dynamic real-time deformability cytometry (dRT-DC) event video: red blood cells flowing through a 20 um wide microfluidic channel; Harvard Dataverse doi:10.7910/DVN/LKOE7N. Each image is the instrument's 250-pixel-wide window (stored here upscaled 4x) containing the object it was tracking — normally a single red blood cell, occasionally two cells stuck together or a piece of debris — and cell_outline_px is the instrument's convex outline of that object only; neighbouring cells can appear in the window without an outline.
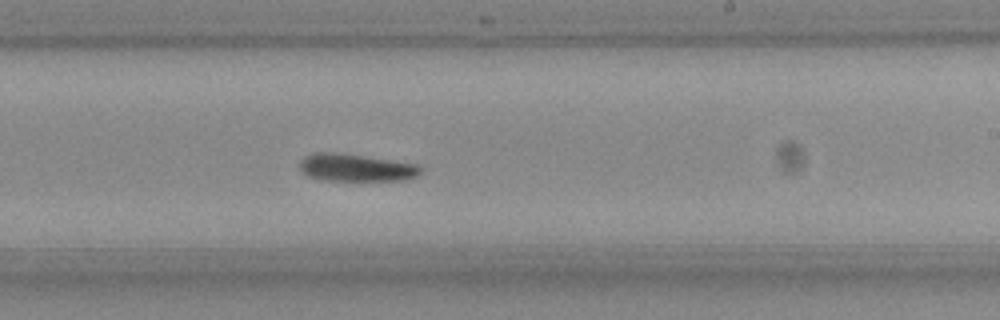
{"species": "Egyptian fruit bat (a non-hibernating species)", "species_latin": "Rousettus aegyptiacus", "temperature_condition": "room temperature", "stored_images_in_passage": 54, "camera_frame_rate_fps": 3000, "um_per_image_px": 0.085, "frame": {"image": 1, "passage_image": 31, "time_ms": 10.0, "image_size_px": [1000, 320], "cell_outline_px": [[424, 172], [416, 176], [404, 180], [320, 180], [308, 176], [300, 168], [300, 160], [304, 156], [316, 152], [324, 152], [360, 156], [420, 164], [424, 168]], "centroid_in_image_um": [30.31, 14.26], "position_along_channel_um": 258.7, "area_um2": 19.19}, "authors_computed_cell_mechanics": {"area_um2": 19.3341, "velocity_mm_per_s": 3.7385, "shape_relaxation_time_tau1_ms": 6.072, "shape_relaxation_time_tau2_ms": null, "deformation_change_tau1": 0.1342, "deformation_change_tau2": null}}